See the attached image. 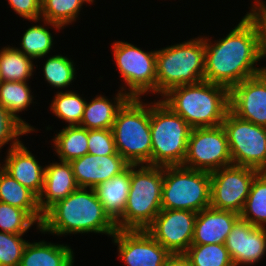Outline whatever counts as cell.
Here are the masks:
<instances>
[{"mask_svg": "<svg viewBox=\"0 0 266 266\" xmlns=\"http://www.w3.org/2000/svg\"><path fill=\"white\" fill-rule=\"evenodd\" d=\"M24 234H10L0 231V266H19L27 240Z\"/></svg>", "mask_w": 266, "mask_h": 266, "instance_id": "cell-35", "label": "cell"}, {"mask_svg": "<svg viewBox=\"0 0 266 266\" xmlns=\"http://www.w3.org/2000/svg\"><path fill=\"white\" fill-rule=\"evenodd\" d=\"M25 134L29 132L0 104V149L9 143L10 148L16 146Z\"/></svg>", "mask_w": 266, "mask_h": 266, "instance_id": "cell-37", "label": "cell"}, {"mask_svg": "<svg viewBox=\"0 0 266 266\" xmlns=\"http://www.w3.org/2000/svg\"><path fill=\"white\" fill-rule=\"evenodd\" d=\"M163 176L162 166L131 165V188L117 230H146L153 223L162 210Z\"/></svg>", "mask_w": 266, "mask_h": 266, "instance_id": "cell-5", "label": "cell"}, {"mask_svg": "<svg viewBox=\"0 0 266 266\" xmlns=\"http://www.w3.org/2000/svg\"><path fill=\"white\" fill-rule=\"evenodd\" d=\"M193 128L222 125L229 109V89L201 81L170 89L160 99Z\"/></svg>", "mask_w": 266, "mask_h": 266, "instance_id": "cell-3", "label": "cell"}, {"mask_svg": "<svg viewBox=\"0 0 266 266\" xmlns=\"http://www.w3.org/2000/svg\"><path fill=\"white\" fill-rule=\"evenodd\" d=\"M197 213L188 210H161L146 229L170 254H184L192 244Z\"/></svg>", "mask_w": 266, "mask_h": 266, "instance_id": "cell-13", "label": "cell"}, {"mask_svg": "<svg viewBox=\"0 0 266 266\" xmlns=\"http://www.w3.org/2000/svg\"><path fill=\"white\" fill-rule=\"evenodd\" d=\"M111 47L113 60L125 84L120 90L129 98H142L150 92L156 95L157 50L145 52L125 41H115Z\"/></svg>", "mask_w": 266, "mask_h": 266, "instance_id": "cell-9", "label": "cell"}, {"mask_svg": "<svg viewBox=\"0 0 266 266\" xmlns=\"http://www.w3.org/2000/svg\"><path fill=\"white\" fill-rule=\"evenodd\" d=\"M204 81L219 84L229 90L243 80L266 72L258 65L257 34L252 23L244 16L226 35L211 42L204 37Z\"/></svg>", "mask_w": 266, "mask_h": 266, "instance_id": "cell-1", "label": "cell"}, {"mask_svg": "<svg viewBox=\"0 0 266 266\" xmlns=\"http://www.w3.org/2000/svg\"><path fill=\"white\" fill-rule=\"evenodd\" d=\"M255 2V3H254ZM251 11L245 17L252 23L257 34L258 59L266 57V4L262 0H254Z\"/></svg>", "mask_w": 266, "mask_h": 266, "instance_id": "cell-36", "label": "cell"}, {"mask_svg": "<svg viewBox=\"0 0 266 266\" xmlns=\"http://www.w3.org/2000/svg\"><path fill=\"white\" fill-rule=\"evenodd\" d=\"M8 46V47H7ZM0 50V80L25 82L33 76V58L7 45Z\"/></svg>", "mask_w": 266, "mask_h": 266, "instance_id": "cell-27", "label": "cell"}, {"mask_svg": "<svg viewBox=\"0 0 266 266\" xmlns=\"http://www.w3.org/2000/svg\"><path fill=\"white\" fill-rule=\"evenodd\" d=\"M230 165L232 158L222 125L191 129L182 166L211 173Z\"/></svg>", "mask_w": 266, "mask_h": 266, "instance_id": "cell-11", "label": "cell"}, {"mask_svg": "<svg viewBox=\"0 0 266 266\" xmlns=\"http://www.w3.org/2000/svg\"><path fill=\"white\" fill-rule=\"evenodd\" d=\"M6 152V158L2 162L4 164L0 163V166L38 197L43 188L45 166L40 165L21 141L14 147H8Z\"/></svg>", "mask_w": 266, "mask_h": 266, "instance_id": "cell-18", "label": "cell"}, {"mask_svg": "<svg viewBox=\"0 0 266 266\" xmlns=\"http://www.w3.org/2000/svg\"><path fill=\"white\" fill-rule=\"evenodd\" d=\"M189 124L160 99L150 103V166L183 165L191 132Z\"/></svg>", "mask_w": 266, "mask_h": 266, "instance_id": "cell-7", "label": "cell"}, {"mask_svg": "<svg viewBox=\"0 0 266 266\" xmlns=\"http://www.w3.org/2000/svg\"><path fill=\"white\" fill-rule=\"evenodd\" d=\"M112 237L126 266H164L171 255L147 230H117Z\"/></svg>", "mask_w": 266, "mask_h": 266, "instance_id": "cell-14", "label": "cell"}, {"mask_svg": "<svg viewBox=\"0 0 266 266\" xmlns=\"http://www.w3.org/2000/svg\"><path fill=\"white\" fill-rule=\"evenodd\" d=\"M52 140L59 161L71 162L88 153V129L79 125H66Z\"/></svg>", "mask_w": 266, "mask_h": 266, "instance_id": "cell-26", "label": "cell"}, {"mask_svg": "<svg viewBox=\"0 0 266 266\" xmlns=\"http://www.w3.org/2000/svg\"><path fill=\"white\" fill-rule=\"evenodd\" d=\"M19 17L37 23L41 19V0H7Z\"/></svg>", "mask_w": 266, "mask_h": 266, "instance_id": "cell-39", "label": "cell"}, {"mask_svg": "<svg viewBox=\"0 0 266 266\" xmlns=\"http://www.w3.org/2000/svg\"><path fill=\"white\" fill-rule=\"evenodd\" d=\"M39 231L57 236L91 232L112 237L117 228L105 213L94 188L79 187L43 214Z\"/></svg>", "mask_w": 266, "mask_h": 266, "instance_id": "cell-2", "label": "cell"}, {"mask_svg": "<svg viewBox=\"0 0 266 266\" xmlns=\"http://www.w3.org/2000/svg\"><path fill=\"white\" fill-rule=\"evenodd\" d=\"M79 188L70 162L60 161L45 165L43 188L38 196V205L44 214L58 201L67 198Z\"/></svg>", "mask_w": 266, "mask_h": 266, "instance_id": "cell-20", "label": "cell"}, {"mask_svg": "<svg viewBox=\"0 0 266 266\" xmlns=\"http://www.w3.org/2000/svg\"><path fill=\"white\" fill-rule=\"evenodd\" d=\"M184 254L191 266H234L225 244L190 245Z\"/></svg>", "mask_w": 266, "mask_h": 266, "instance_id": "cell-33", "label": "cell"}, {"mask_svg": "<svg viewBox=\"0 0 266 266\" xmlns=\"http://www.w3.org/2000/svg\"><path fill=\"white\" fill-rule=\"evenodd\" d=\"M38 223L21 208L0 202V231L10 234H25L32 226Z\"/></svg>", "mask_w": 266, "mask_h": 266, "instance_id": "cell-34", "label": "cell"}, {"mask_svg": "<svg viewBox=\"0 0 266 266\" xmlns=\"http://www.w3.org/2000/svg\"><path fill=\"white\" fill-rule=\"evenodd\" d=\"M83 4L82 0H41V19L64 29L76 21Z\"/></svg>", "mask_w": 266, "mask_h": 266, "instance_id": "cell-31", "label": "cell"}, {"mask_svg": "<svg viewBox=\"0 0 266 266\" xmlns=\"http://www.w3.org/2000/svg\"><path fill=\"white\" fill-rule=\"evenodd\" d=\"M70 163L78 186L83 188H95L130 165L118 152L106 156L87 153Z\"/></svg>", "mask_w": 266, "mask_h": 266, "instance_id": "cell-17", "label": "cell"}, {"mask_svg": "<svg viewBox=\"0 0 266 266\" xmlns=\"http://www.w3.org/2000/svg\"><path fill=\"white\" fill-rule=\"evenodd\" d=\"M131 188V165L94 188L105 213L116 223L123 215Z\"/></svg>", "mask_w": 266, "mask_h": 266, "instance_id": "cell-21", "label": "cell"}, {"mask_svg": "<svg viewBox=\"0 0 266 266\" xmlns=\"http://www.w3.org/2000/svg\"><path fill=\"white\" fill-rule=\"evenodd\" d=\"M210 172L182 165L164 166L162 210H188L196 213L210 206Z\"/></svg>", "mask_w": 266, "mask_h": 266, "instance_id": "cell-8", "label": "cell"}, {"mask_svg": "<svg viewBox=\"0 0 266 266\" xmlns=\"http://www.w3.org/2000/svg\"><path fill=\"white\" fill-rule=\"evenodd\" d=\"M86 102L85 98L72 90L58 91L50 104V109L57 118L67 122L68 126L80 125Z\"/></svg>", "mask_w": 266, "mask_h": 266, "instance_id": "cell-30", "label": "cell"}, {"mask_svg": "<svg viewBox=\"0 0 266 266\" xmlns=\"http://www.w3.org/2000/svg\"><path fill=\"white\" fill-rule=\"evenodd\" d=\"M164 266H191V263L185 254H171Z\"/></svg>", "mask_w": 266, "mask_h": 266, "instance_id": "cell-40", "label": "cell"}, {"mask_svg": "<svg viewBox=\"0 0 266 266\" xmlns=\"http://www.w3.org/2000/svg\"><path fill=\"white\" fill-rule=\"evenodd\" d=\"M240 215L209 206L197 213L191 245L225 244Z\"/></svg>", "mask_w": 266, "mask_h": 266, "instance_id": "cell-19", "label": "cell"}, {"mask_svg": "<svg viewBox=\"0 0 266 266\" xmlns=\"http://www.w3.org/2000/svg\"><path fill=\"white\" fill-rule=\"evenodd\" d=\"M40 21H42L45 25H31V27L25 30L26 32H24L22 36L20 43L21 47H15L25 55L35 60L37 58H43L44 56L46 57L50 50H53V35L46 26L48 25L52 28L54 27V30L57 29L58 31L63 29L61 26L48 22L47 20L40 19L39 22Z\"/></svg>", "mask_w": 266, "mask_h": 266, "instance_id": "cell-28", "label": "cell"}, {"mask_svg": "<svg viewBox=\"0 0 266 266\" xmlns=\"http://www.w3.org/2000/svg\"><path fill=\"white\" fill-rule=\"evenodd\" d=\"M112 132L116 151L130 165H150V103L129 98L118 110Z\"/></svg>", "mask_w": 266, "mask_h": 266, "instance_id": "cell-6", "label": "cell"}, {"mask_svg": "<svg viewBox=\"0 0 266 266\" xmlns=\"http://www.w3.org/2000/svg\"><path fill=\"white\" fill-rule=\"evenodd\" d=\"M258 170L230 165L210 173V206L241 213Z\"/></svg>", "mask_w": 266, "mask_h": 266, "instance_id": "cell-12", "label": "cell"}, {"mask_svg": "<svg viewBox=\"0 0 266 266\" xmlns=\"http://www.w3.org/2000/svg\"><path fill=\"white\" fill-rule=\"evenodd\" d=\"M27 82L0 81V104L31 133L35 128L17 115L35 103Z\"/></svg>", "mask_w": 266, "mask_h": 266, "instance_id": "cell-25", "label": "cell"}, {"mask_svg": "<svg viewBox=\"0 0 266 266\" xmlns=\"http://www.w3.org/2000/svg\"><path fill=\"white\" fill-rule=\"evenodd\" d=\"M222 126L227 135L232 165L266 172V127L242 120L230 110Z\"/></svg>", "mask_w": 266, "mask_h": 266, "instance_id": "cell-10", "label": "cell"}, {"mask_svg": "<svg viewBox=\"0 0 266 266\" xmlns=\"http://www.w3.org/2000/svg\"><path fill=\"white\" fill-rule=\"evenodd\" d=\"M73 253L67 244H54L45 240L28 242L19 266H73Z\"/></svg>", "mask_w": 266, "mask_h": 266, "instance_id": "cell-22", "label": "cell"}, {"mask_svg": "<svg viewBox=\"0 0 266 266\" xmlns=\"http://www.w3.org/2000/svg\"><path fill=\"white\" fill-rule=\"evenodd\" d=\"M234 266L254 265L266 253V228L239 218L225 241Z\"/></svg>", "mask_w": 266, "mask_h": 266, "instance_id": "cell-16", "label": "cell"}, {"mask_svg": "<svg viewBox=\"0 0 266 266\" xmlns=\"http://www.w3.org/2000/svg\"><path fill=\"white\" fill-rule=\"evenodd\" d=\"M239 215L253 226L266 228V172H259L253 179Z\"/></svg>", "mask_w": 266, "mask_h": 266, "instance_id": "cell-29", "label": "cell"}, {"mask_svg": "<svg viewBox=\"0 0 266 266\" xmlns=\"http://www.w3.org/2000/svg\"><path fill=\"white\" fill-rule=\"evenodd\" d=\"M156 94L204 81L205 43L203 36L157 50Z\"/></svg>", "mask_w": 266, "mask_h": 266, "instance_id": "cell-4", "label": "cell"}, {"mask_svg": "<svg viewBox=\"0 0 266 266\" xmlns=\"http://www.w3.org/2000/svg\"><path fill=\"white\" fill-rule=\"evenodd\" d=\"M0 202L25 210L40 226L43 214L39 209L38 197L17 182L0 166Z\"/></svg>", "mask_w": 266, "mask_h": 266, "instance_id": "cell-24", "label": "cell"}, {"mask_svg": "<svg viewBox=\"0 0 266 266\" xmlns=\"http://www.w3.org/2000/svg\"><path fill=\"white\" fill-rule=\"evenodd\" d=\"M128 99L129 96L121 90L113 98L114 101L101 94L97 95L90 102H86L79 126L88 130L112 129L118 110Z\"/></svg>", "mask_w": 266, "mask_h": 266, "instance_id": "cell-23", "label": "cell"}, {"mask_svg": "<svg viewBox=\"0 0 266 266\" xmlns=\"http://www.w3.org/2000/svg\"><path fill=\"white\" fill-rule=\"evenodd\" d=\"M112 129L88 130V153L91 155H114L116 153Z\"/></svg>", "mask_w": 266, "mask_h": 266, "instance_id": "cell-38", "label": "cell"}, {"mask_svg": "<svg viewBox=\"0 0 266 266\" xmlns=\"http://www.w3.org/2000/svg\"><path fill=\"white\" fill-rule=\"evenodd\" d=\"M84 3L93 4L94 0H82Z\"/></svg>", "mask_w": 266, "mask_h": 266, "instance_id": "cell-41", "label": "cell"}, {"mask_svg": "<svg viewBox=\"0 0 266 266\" xmlns=\"http://www.w3.org/2000/svg\"><path fill=\"white\" fill-rule=\"evenodd\" d=\"M75 65L67 56L61 54L50 56L42 68L44 79L55 89L68 88V85L70 86L76 79Z\"/></svg>", "mask_w": 266, "mask_h": 266, "instance_id": "cell-32", "label": "cell"}, {"mask_svg": "<svg viewBox=\"0 0 266 266\" xmlns=\"http://www.w3.org/2000/svg\"><path fill=\"white\" fill-rule=\"evenodd\" d=\"M229 109L242 120L266 127V72L233 86L229 90Z\"/></svg>", "mask_w": 266, "mask_h": 266, "instance_id": "cell-15", "label": "cell"}]
</instances>
